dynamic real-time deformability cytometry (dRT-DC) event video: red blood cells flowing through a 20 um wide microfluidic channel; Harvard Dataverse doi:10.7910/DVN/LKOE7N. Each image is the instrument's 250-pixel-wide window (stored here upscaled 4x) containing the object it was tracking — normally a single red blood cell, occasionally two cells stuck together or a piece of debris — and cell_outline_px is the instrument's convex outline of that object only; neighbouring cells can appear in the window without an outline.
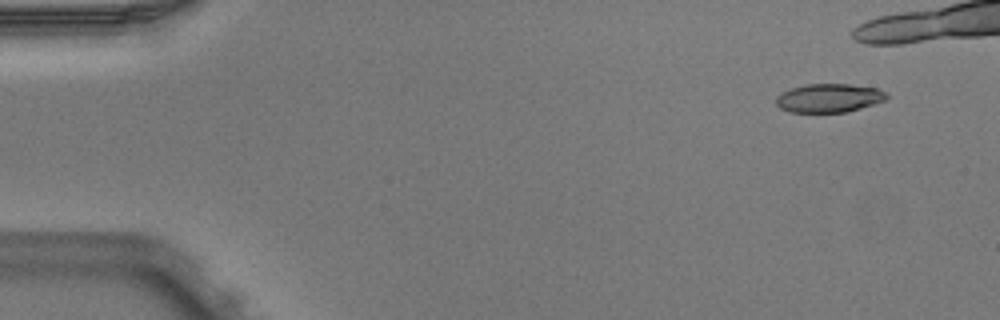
{"species": "Egyptian fruit bat (a non-hibernating species)", "species_latin": "Rousettus aegyptiacus", "temperature_condition": "warm", "stored_images_in_passage": 4, "camera_frame_rate_fps": 3000, "um_per_image_px": 0.085, "animal": {"sex": "male"}, "frame": {"image": 1, "passage_image": 1, "time_ms": 0.0, "image_size_px": [1000, 320], "cell_outline_px": [[888, 96], [884, 100], [860, 108], [844, 112], [788, 112], [780, 108], [776, 104], [776, 96], [792, 88], [808, 84], [848, 84], [876, 88], [884, 92]], "centroid_in_image_um": [70.42, 8.33], "position_along_channel_um": 14.6, "area_um2": 18.15}}